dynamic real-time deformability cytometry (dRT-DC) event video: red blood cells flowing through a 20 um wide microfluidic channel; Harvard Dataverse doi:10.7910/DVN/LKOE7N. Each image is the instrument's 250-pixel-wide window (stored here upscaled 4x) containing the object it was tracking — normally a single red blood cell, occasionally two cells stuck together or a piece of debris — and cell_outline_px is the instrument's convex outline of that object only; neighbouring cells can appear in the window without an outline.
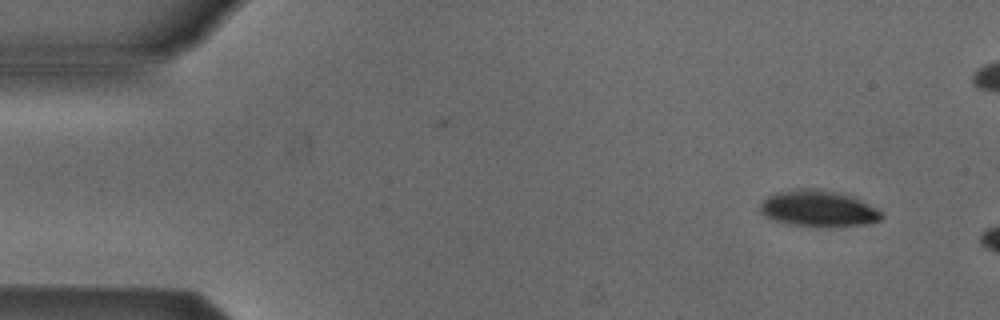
{"species": "Egyptian fruit bat (a non-hibernating species)", "species_latin": "Rousettus aegyptiacus", "temperature_condition": "cold", "stored_images_in_passage": 4, "camera_frame_rate_fps": 3000, "um_per_image_px": 0.085, "animal": {"sex": "male"}, "frame": {"image": 1, "passage_image": 1, "time_ms": 0.0, "image_size_px": [1000, 320], "cell_outline_px": [[884, 216], [880, 220], [868, 224], [816, 228], [792, 224], [776, 220], [760, 212], [760, 204], [768, 196], [776, 192], [800, 188], [816, 188], [852, 196], [884, 212]], "centroid_in_image_um": [69.6, 17.74], "position_along_channel_um": 15.4, "area_um2": 25.72}}